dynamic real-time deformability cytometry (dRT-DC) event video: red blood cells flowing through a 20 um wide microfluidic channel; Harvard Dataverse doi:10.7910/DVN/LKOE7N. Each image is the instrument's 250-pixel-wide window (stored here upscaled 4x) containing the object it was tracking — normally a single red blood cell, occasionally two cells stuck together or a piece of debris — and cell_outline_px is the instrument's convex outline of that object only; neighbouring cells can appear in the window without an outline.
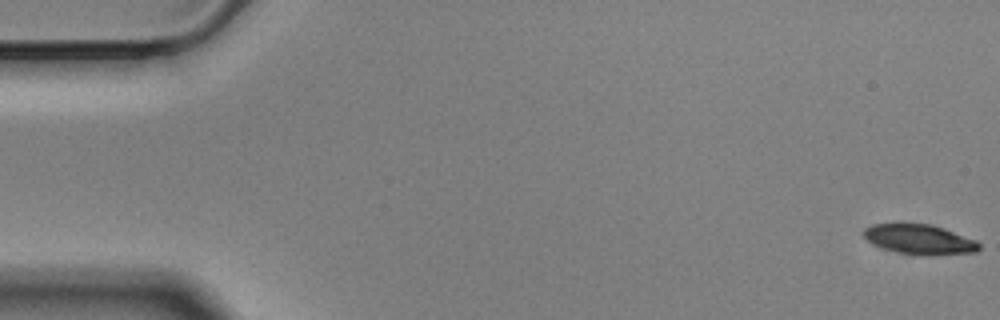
{"species": "Egyptian fruit bat (a non-hibernating species)", "species_latin": "Rousettus aegyptiacus", "temperature_condition": "cold", "stored_images_in_passage": 58, "camera_frame_rate_fps": 3000, "um_per_image_px": 0.085, "animal": {"sex": "male"}, "frame": {"image": 1, "passage_image": 1, "time_ms": 0.0, "image_size_px": [1000, 320], "cell_outline_px": [[980, 248], [976, 252], [928, 256], [924, 256], [896, 252], [872, 244], [860, 232], [864, 228], [872, 224], [896, 220], [932, 224], [944, 228], [976, 240], [980, 244]], "centroid_in_image_um": [78.09, 20.3], "position_along_channel_um": 6.9, "area_um2": 21.1}}
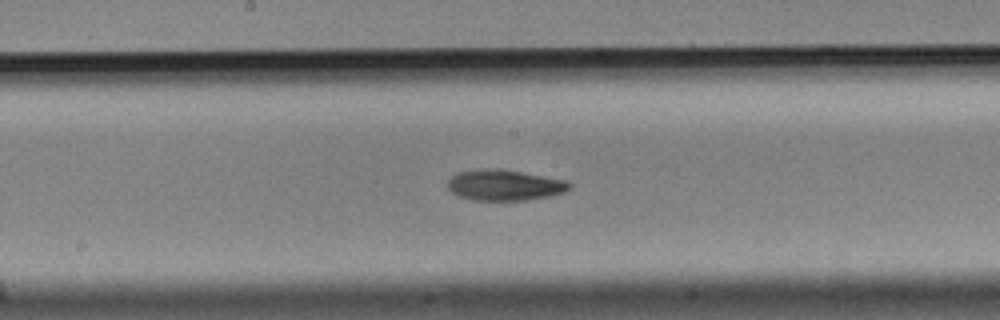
{"frame": {"image": 2, "passage_image": 30, "time_ms": 9.667, "image_size_px": [1000, 320], "cell_outline_px": [[572, 188], [564, 192], [552, 196], [528, 200], [472, 200], [456, 196], [448, 188], [448, 180], [456, 172], [484, 168], [500, 168], [544, 176], [564, 180], [572, 184]], "centroid_in_image_um": [42.88, 15.73], "position_along_channel_um": 205.3, "area_um2": 22.14}}
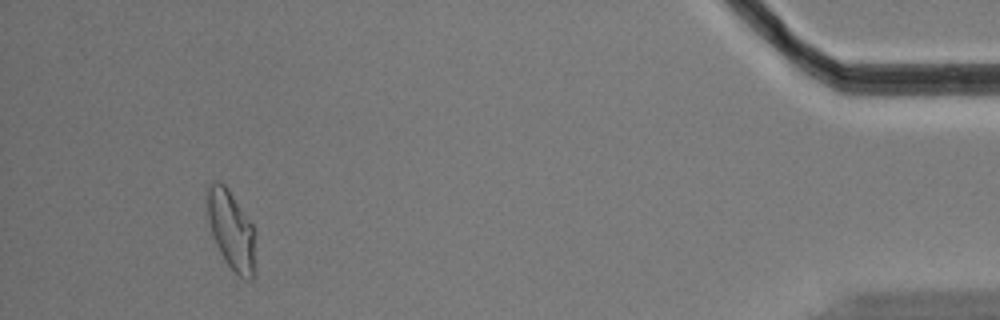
{"frame": {"image": 3, "passage_image": 54, "time_ms": 17.667, "image_size_px": [1000, 320], "cell_outline_px": [[256, 276], [252, 280], [244, 280], [224, 260], [212, 236], [208, 220], [204, 192], [208, 180], [220, 180], [228, 188], [252, 224], [256, 232]], "centroid_in_image_um": [19.66, 19.52], "position_along_channel_um": 415.5, "area_um2": 23.35}, "authors_computed_cell_mechanics": {"area_um2": 21.6172, "velocity_mm_per_s": 3.4854, "shape_relaxation_time_tau1_ms": 4.0285, "shape_relaxation_time_tau2_ms": 5.4598, "deformation_change_tau1": 0.1255, "deformation_change_tau2": 0.1184}}